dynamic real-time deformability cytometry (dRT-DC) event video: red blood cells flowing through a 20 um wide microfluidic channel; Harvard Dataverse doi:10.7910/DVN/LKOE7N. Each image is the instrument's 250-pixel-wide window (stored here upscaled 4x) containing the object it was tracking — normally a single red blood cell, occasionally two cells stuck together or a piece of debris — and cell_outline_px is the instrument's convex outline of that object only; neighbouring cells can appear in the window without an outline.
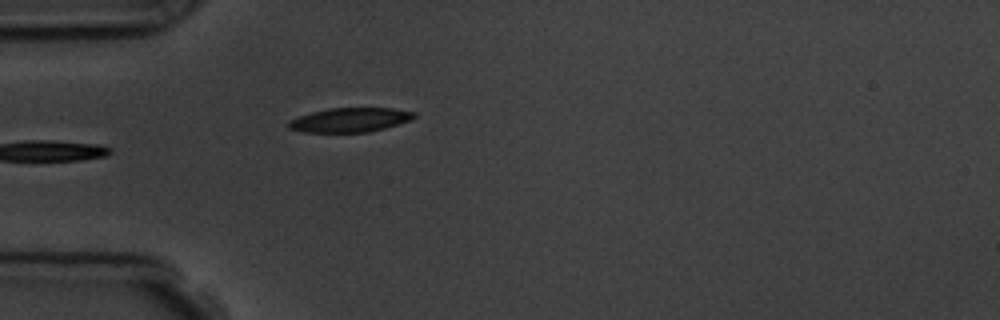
{"species": "common noctule bat (a hibernating species)", "species_latin": "Nyctalus noctula", "temperature_condition": "room temperature", "stored_images_in_passage": 6, "camera_frame_rate_fps": 3000, "um_per_image_px": 0.085, "animal": {"sex": "male", "body_mass_g": 19.5, "forearm_length_mm": 54.6}, "frame": {"image": 1, "passage_image": 6, "time_ms": 6.0, "image_size_px": [1000, 320], "cell_outline_px": [[416, 116], [412, 120], [384, 128], [368, 132], [304, 132], [288, 128], [288, 120], [312, 112], [328, 108], [392, 108], [416, 112]], "centroid_in_image_um": [29.76, 10.19], "position_along_channel_um": 55.2, "area_um2": 17.74}}